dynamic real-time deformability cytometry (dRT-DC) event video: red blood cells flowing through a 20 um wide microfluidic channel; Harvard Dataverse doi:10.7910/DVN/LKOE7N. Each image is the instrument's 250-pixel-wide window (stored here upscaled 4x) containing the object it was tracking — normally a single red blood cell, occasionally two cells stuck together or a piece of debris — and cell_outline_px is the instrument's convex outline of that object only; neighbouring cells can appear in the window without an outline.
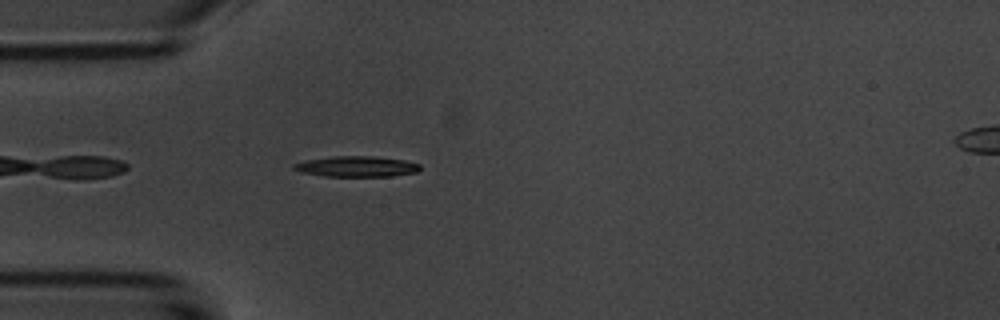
{"species": "common noctule bat (a hibernating species)", "species_latin": "Nyctalus noctula", "temperature_condition": "room temperature", "stored_images_in_passage": 40, "camera_frame_rate_fps": 3000, "um_per_image_px": 0.085, "animal": {"sex": "male", "body_mass_g": 20.1, "forearm_length_mm": 53.5}, "frame": {"image": 1, "passage_image": 1, "time_ms": 0.0, "image_size_px": [1000, 320], "cell_outline_px": [[420, 168], [416, 172], [392, 176], [324, 176], [304, 172], [292, 168], [292, 164], [304, 160], [332, 156], [376, 156], [404, 160], [420, 164]], "centroid_in_image_um": [30.3, 14.14], "position_along_channel_um": 54.7, "area_um2": 15.14}}
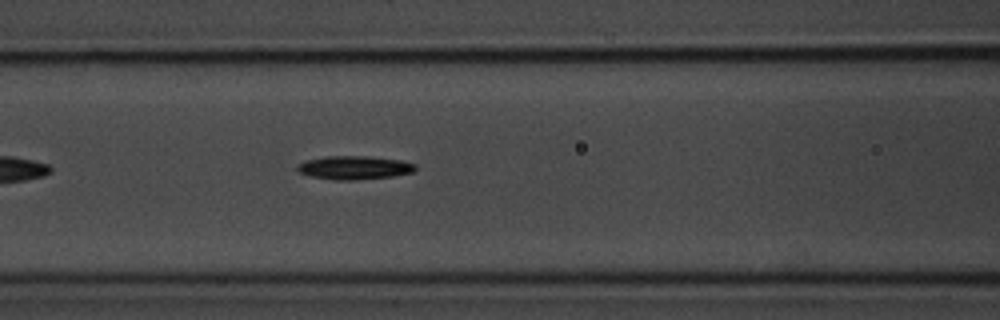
{"frame": {"image": 2, "passage_image": 8, "time_ms": 2.333, "image_size_px": [1000, 320], "cell_outline_px": [[416, 168], [412, 172], [392, 176], [356, 180], [332, 180], [312, 176], [300, 172], [296, 168], [296, 164], [308, 160], [324, 156], [364, 156], [400, 160], [416, 164]], "centroid_in_image_um": [30.09, 14.25], "position_along_channel_um": 136.5, "area_um2": 16.07}}
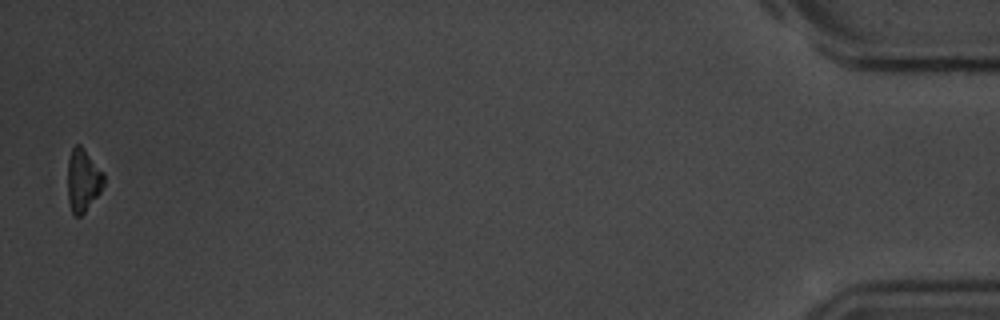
{"frame": {"image": 3, "passage_image": 39, "time_ms": 12.667, "image_size_px": [1000, 320], "cell_outline_px": [[104, 184], [100, 192], [84, 212], [80, 216], [76, 216], [72, 212], [68, 200], [68, 160], [72, 148], [76, 144], [80, 144], [104, 172]], "centroid_in_image_um": [7.06, 15.3], "position_along_channel_um": 428.1, "area_um2": 13.12}, "authors_computed_cell_mechanics": {"area_um2": 15.1436, "velocity_mm_per_s": 3.722, "shape_relaxation_time_tau1_ms": 2.0687, "shape_relaxation_time_tau2_ms": null, "deformation_change_tau1": 0.1078, "deformation_change_tau2": null}}